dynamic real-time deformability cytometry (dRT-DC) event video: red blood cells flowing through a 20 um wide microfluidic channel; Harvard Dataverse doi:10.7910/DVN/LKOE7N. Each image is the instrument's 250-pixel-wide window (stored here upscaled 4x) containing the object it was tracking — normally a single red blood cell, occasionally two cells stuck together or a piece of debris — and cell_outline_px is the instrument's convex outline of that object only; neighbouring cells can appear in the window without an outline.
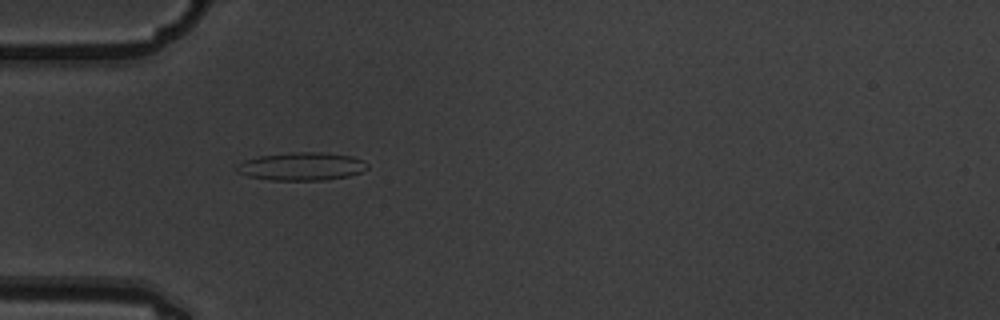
{"species": "common noctule bat (a hibernating species)", "species_latin": "Nyctalus noctula", "temperature_condition": "warm", "stored_images_in_passage": 6, "camera_frame_rate_fps": 3000, "um_per_image_px": 0.085, "animal": {"sex": "male", "body_mass_g": 19.5, "forearm_length_mm": 54.6}, "frame": {"image": 1, "passage_image": 6, "time_ms": 1.667, "image_size_px": [1000, 320], "cell_outline_px": [[368, 168], [360, 172], [348, 176], [324, 180], [272, 180], [248, 176], [236, 172], [232, 168], [236, 164], [244, 160], [260, 156], [292, 152], [324, 152], [352, 156], [364, 160], [368, 164]], "centroid_in_image_um": [25.61, 14.14], "position_along_channel_um": 59.4, "area_um2": 21.56}}